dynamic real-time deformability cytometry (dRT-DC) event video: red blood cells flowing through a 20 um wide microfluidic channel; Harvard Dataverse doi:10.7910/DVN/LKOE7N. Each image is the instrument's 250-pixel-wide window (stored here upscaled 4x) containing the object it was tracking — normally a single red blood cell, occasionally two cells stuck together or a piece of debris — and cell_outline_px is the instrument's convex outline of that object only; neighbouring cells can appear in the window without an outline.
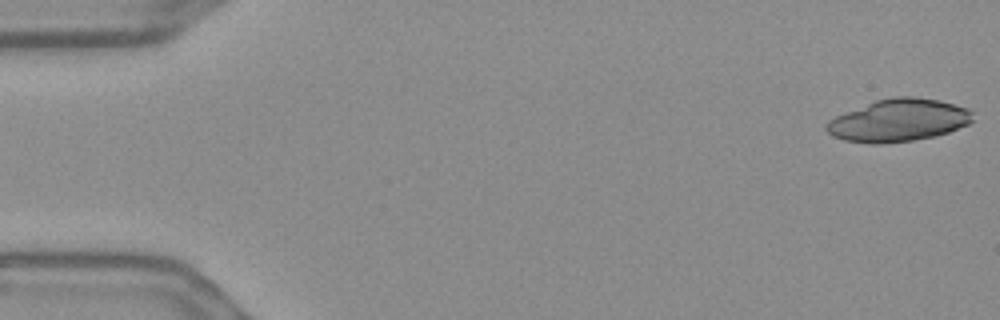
{"species": "Egyptian fruit bat (a non-hibernating species)", "species_latin": "Rousettus aegyptiacus", "temperature_condition": "warm", "stored_images_in_passage": 55, "camera_frame_rate_fps": 3000, "um_per_image_px": 0.085, "frame": {"image": 1, "passage_image": 1, "time_ms": 0.0, "image_size_px": [1000, 320], "cell_outline_px": [[972, 120], [968, 124], [948, 132], [936, 136], [912, 140], [884, 144], [868, 144], [844, 140], [832, 136], [824, 128], [824, 124], [828, 120], [836, 116], [876, 100], [896, 96], [912, 96], [940, 100], [968, 108], [972, 112]], "centroid_in_image_um": [76.35, 10.24], "position_along_channel_um": 8.7, "area_um2": 36.3}}